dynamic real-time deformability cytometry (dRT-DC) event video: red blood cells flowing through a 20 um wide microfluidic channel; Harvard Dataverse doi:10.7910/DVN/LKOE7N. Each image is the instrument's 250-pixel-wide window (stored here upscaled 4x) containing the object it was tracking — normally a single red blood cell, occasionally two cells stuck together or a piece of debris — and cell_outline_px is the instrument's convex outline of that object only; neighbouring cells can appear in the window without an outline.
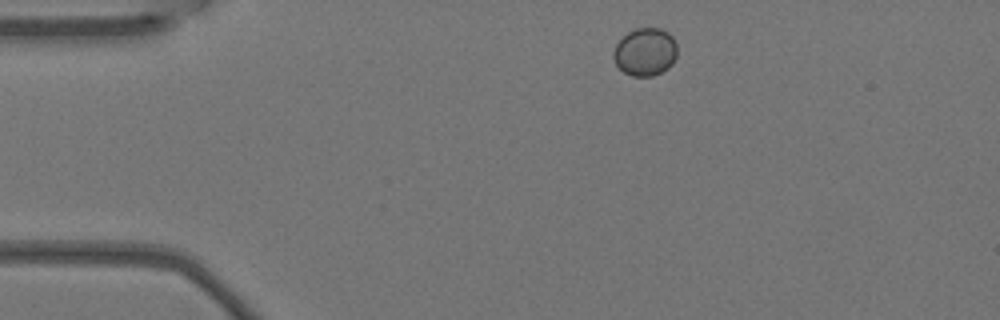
{"species": "Egyptian fruit bat (a non-hibernating species)", "species_latin": "Rousettus aegyptiacus", "temperature_condition": "warm", "stored_images_in_passage": 2, "camera_frame_rate_fps": 3000, "um_per_image_px": 0.085, "animal": {"sex": "female"}, "frame": {"image": 1, "passage_image": 1, "time_ms": 0.0, "image_size_px": [1000, 320], "cell_outline_px": [[676, 56], [672, 64], [668, 68], [652, 76], [632, 76], [624, 72], [616, 64], [612, 56], [612, 52], [616, 44], [628, 32], [636, 28], [660, 28], [668, 32], [672, 36], [676, 44]], "centroid_in_image_um": [54.83, 4.41], "position_along_channel_um": 30.2, "area_um2": 17.74}}